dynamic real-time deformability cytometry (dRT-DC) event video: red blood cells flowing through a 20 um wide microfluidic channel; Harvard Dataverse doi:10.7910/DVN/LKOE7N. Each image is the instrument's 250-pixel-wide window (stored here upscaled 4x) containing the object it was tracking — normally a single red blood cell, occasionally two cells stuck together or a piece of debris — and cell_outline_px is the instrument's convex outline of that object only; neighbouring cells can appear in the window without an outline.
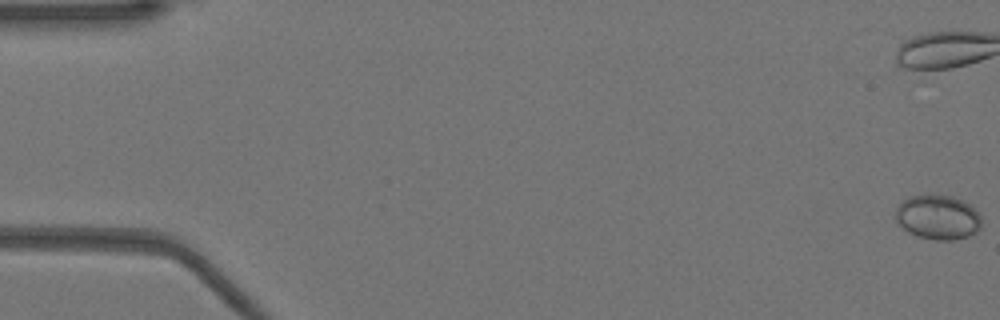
{"species": "Egyptian fruit bat (a non-hibernating species)", "species_latin": "Rousettus aegyptiacus", "temperature_condition": "warm", "stored_images_in_passage": 23, "camera_frame_rate_fps": 3000, "um_per_image_px": 0.085, "animal": {"sex": "female"}, "frame": {"image": 1, "passage_image": 1, "time_ms": 0.0, "image_size_px": [1000, 320], "cell_outline_px": [[980, 228], [976, 232], [968, 236], [956, 240], [936, 240], [916, 236], [908, 232], [896, 224], [896, 208], [908, 196], [952, 196], [964, 200], [980, 216]], "centroid_in_image_um": [79.69, 18.49], "position_along_channel_um": 5.3, "area_um2": 22.14}}